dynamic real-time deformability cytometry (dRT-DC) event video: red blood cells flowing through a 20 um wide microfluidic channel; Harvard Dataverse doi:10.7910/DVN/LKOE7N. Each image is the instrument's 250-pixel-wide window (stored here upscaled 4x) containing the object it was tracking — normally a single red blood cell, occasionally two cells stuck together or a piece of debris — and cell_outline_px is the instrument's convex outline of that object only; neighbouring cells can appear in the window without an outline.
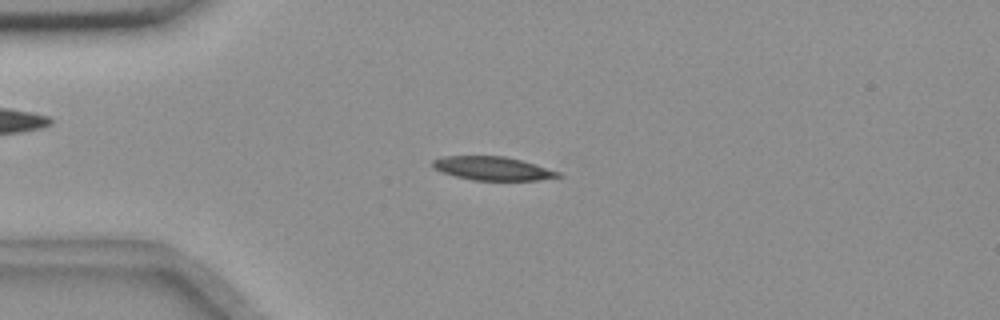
{"species": "common noctule bat (a hibernating species)", "species_latin": "Nyctalus noctula", "temperature_condition": "room temperature", "stored_images_in_passage": 5, "camera_frame_rate_fps": 3000, "um_per_image_px": 0.085, "animal": {"sex": "female", "body_mass_g": 18.4}, "frame": {"image": 1, "passage_image": 3, "time_ms": 2.333, "image_size_px": [1000, 320], "cell_outline_px": [[564, 176], [540, 180], [472, 180], [440, 172], [432, 168], [432, 160], [444, 156], [504, 156], [520, 160], [560, 172]], "centroid_in_image_um": [41.84, 14.32], "position_along_channel_um": 43.2, "area_um2": 17.22}}